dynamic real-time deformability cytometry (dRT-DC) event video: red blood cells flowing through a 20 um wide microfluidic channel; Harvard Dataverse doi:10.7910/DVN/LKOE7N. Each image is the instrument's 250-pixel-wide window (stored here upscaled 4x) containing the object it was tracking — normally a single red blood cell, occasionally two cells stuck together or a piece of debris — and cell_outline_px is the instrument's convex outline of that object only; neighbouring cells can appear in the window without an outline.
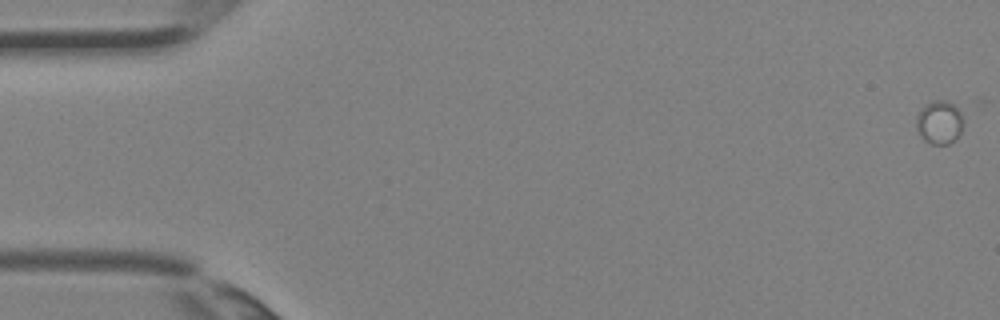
{"species": "Egyptian fruit bat (a non-hibernating species)", "species_latin": "Rousettus aegyptiacus", "temperature_condition": "room temperature", "stored_images_in_passage": 3, "camera_frame_rate_fps": 3000, "um_per_image_px": 0.085, "animal": {"sex": "female"}, "frame": {"image": 1, "passage_image": 1, "time_ms": 0.0, "image_size_px": [1000, 320], "cell_outline_px": [[960, 132], [956, 140], [948, 144], [932, 144], [924, 140], [920, 136], [916, 124], [916, 116], [932, 100], [944, 100], [952, 104], [960, 112]], "centroid_in_image_um": [79.81, 10.43], "position_along_channel_um": 5.2, "area_um2": 11.44}}